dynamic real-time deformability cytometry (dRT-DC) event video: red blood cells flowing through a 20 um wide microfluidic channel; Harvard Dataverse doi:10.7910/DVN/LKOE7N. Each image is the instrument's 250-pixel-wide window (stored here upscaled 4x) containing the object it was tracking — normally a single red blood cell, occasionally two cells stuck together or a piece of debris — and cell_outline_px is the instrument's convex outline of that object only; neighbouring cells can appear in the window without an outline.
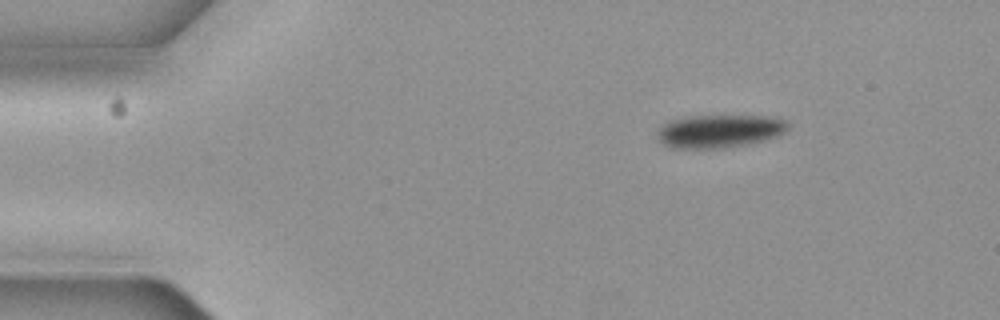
{"species": "common noctule bat (a hibernating species)", "species_latin": "Nyctalus noctula", "temperature_condition": "cold", "stored_images_in_passage": 8, "camera_frame_rate_fps": 3000, "um_per_image_px": 0.085, "animal": {"sex": "female", "body_mass_g": 19.3, "forearm_length_mm": 54.1}, "frame": {"image": 1, "passage_image": 1, "time_ms": 0.0, "image_size_px": [1000, 320], "cell_outline_px": [[788, 128], [780, 136], [764, 140], [724, 148], [672, 148], [664, 144], [660, 140], [660, 128], [664, 124], [672, 120], [688, 116], [764, 116], [784, 120], [788, 124]], "centroid_in_image_um": [61.19, 11.15], "position_along_channel_um": 23.8, "area_um2": 24.74}}
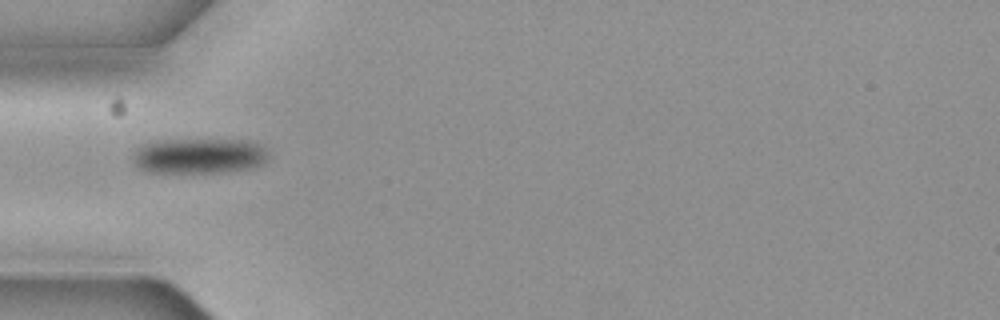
{"frame": {"image": 2, "passage_image": 4, "time_ms": 1.0, "image_size_px": [1000, 320], "cell_outline_px": [[268, 160], [260, 164], [248, 168], [220, 172], [144, 172], [132, 160], [132, 156], [136, 148], [140, 144], [156, 140], [256, 140], [264, 148], [268, 156]], "centroid_in_image_um": [16.88, 13.23], "position_along_channel_um": 68.1, "area_um2": 28.09}}
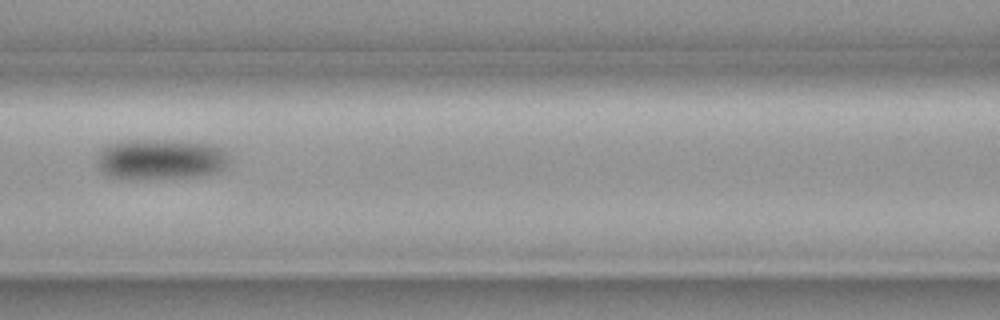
{"frame": {"image": 3, "passage_image": 6, "time_ms": 1.667, "image_size_px": [1000, 320], "cell_outline_px": [[228, 160], [224, 168], [216, 172], [196, 176], [144, 180], [128, 180], [104, 176], [96, 164], [96, 160], [100, 148], [108, 144], [124, 140], [180, 140], [208, 144], [220, 148], [224, 152]], "centroid_in_image_um": [13.52, 13.56], "position_along_channel_um": 153.1, "area_um2": 31.91}}